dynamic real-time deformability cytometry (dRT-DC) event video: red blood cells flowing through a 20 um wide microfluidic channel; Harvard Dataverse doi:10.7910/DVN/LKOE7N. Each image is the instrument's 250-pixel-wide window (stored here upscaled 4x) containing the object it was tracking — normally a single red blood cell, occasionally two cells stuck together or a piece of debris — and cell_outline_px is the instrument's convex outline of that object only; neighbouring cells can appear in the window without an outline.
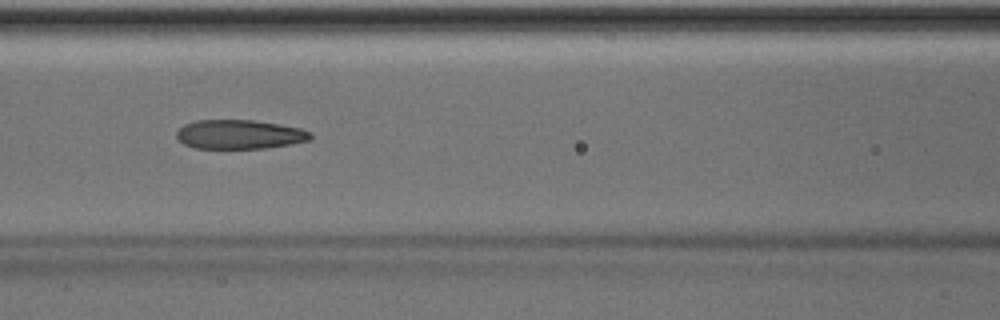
{"species": "Egyptian fruit bat (a non-hibernating species)", "species_latin": "Rousettus aegyptiacus", "temperature_condition": "room temperature", "stored_images_in_passage": 50, "camera_frame_rate_fps": 3000, "um_per_image_px": 0.085, "animal": {"sex": "male"}, "frame": {"image": 1, "passage_image": 22, "time_ms": 7.0, "image_size_px": [1000, 320], "cell_outline_px": [[312, 136], [308, 140], [288, 144], [264, 148], [196, 148], [184, 144], [176, 136], [176, 132], [184, 124], [196, 120], [252, 120], [280, 124], [300, 128], [312, 132]], "centroid_in_image_um": [20.34, 11.41], "position_along_channel_um": 146.3, "area_um2": 22.6}, "authors_computed_cell_mechanics": {"area_um2": 23.6113, "velocity_mm_per_s": 4.0497, "shape_relaxation_time_tau1_ms": 7.1711, "shape_relaxation_time_tau2_ms": 2.5536, "deformation_change_tau1": 0.1967, "deformation_change_tau2": 0.1224}}